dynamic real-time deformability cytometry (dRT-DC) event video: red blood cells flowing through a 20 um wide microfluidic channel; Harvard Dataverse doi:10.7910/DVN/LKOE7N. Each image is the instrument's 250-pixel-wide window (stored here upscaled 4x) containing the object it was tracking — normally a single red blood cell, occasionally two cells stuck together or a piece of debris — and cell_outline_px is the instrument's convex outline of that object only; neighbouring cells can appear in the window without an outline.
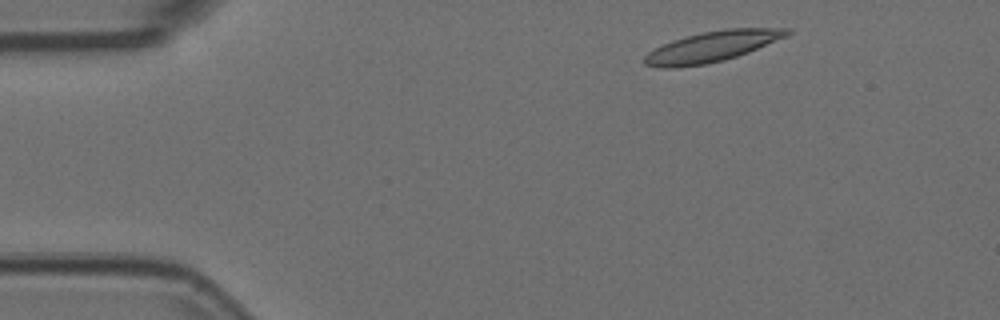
{"species": "Egyptian fruit bat (a non-hibernating species)", "species_latin": "Rousettus aegyptiacus", "temperature_condition": "room temperature", "stored_images_in_passage": 3, "camera_frame_rate_fps": 3000, "um_per_image_px": 0.085, "animal": {"sex": "female"}, "frame": {"image": 1, "passage_image": 1, "time_ms": 0.0, "image_size_px": [1000, 320], "cell_outline_px": [[792, 32], [788, 36], [748, 52], [724, 60], [704, 64], [676, 68], [660, 68], [644, 64], [644, 56], [648, 52], [672, 40], [704, 32], [728, 28], [792, 28]], "centroid_in_image_um": [60.55, 3.96], "position_along_channel_um": 24.5, "area_um2": 25.2}}